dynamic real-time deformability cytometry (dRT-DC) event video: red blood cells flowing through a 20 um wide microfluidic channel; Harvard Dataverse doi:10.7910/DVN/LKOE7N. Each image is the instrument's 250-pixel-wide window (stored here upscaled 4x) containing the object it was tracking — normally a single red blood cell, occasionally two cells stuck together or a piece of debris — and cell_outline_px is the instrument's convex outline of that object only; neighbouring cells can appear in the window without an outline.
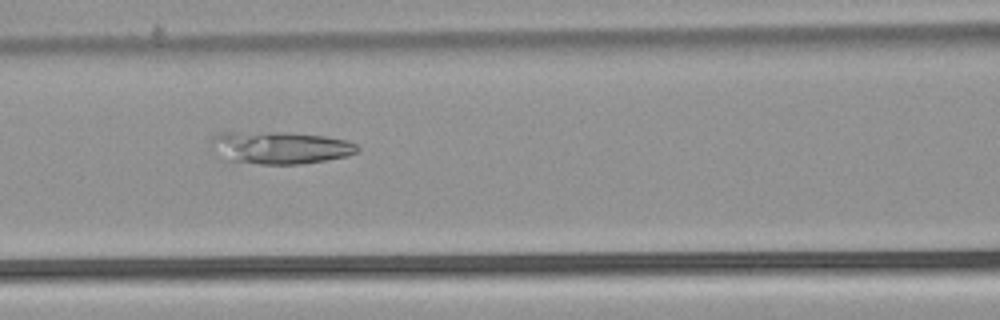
{"species": "common noctule bat (a hibernating species)", "species_latin": "Nyctalus noctula", "temperature_condition": "warm", "stored_images_in_passage": 45, "camera_frame_rate_fps": 3000, "um_per_image_px": 0.085, "animal": {"sex": "male", "body_mass_g": 21.5, "forearm_length_mm": 52.0}, "frame": {"image": 1, "passage_image": 14, "time_ms": 4.333, "image_size_px": [1000, 320], "cell_outline_px": [[360, 148], [356, 152], [348, 156], [300, 164], [260, 164], [224, 160], [208, 148], [208, 140], [212, 136], [220, 132], [288, 132], [324, 136], [348, 140], [356, 144]], "centroid_in_image_um": [23.69, 12.54], "position_along_channel_um": 142.9, "area_um2": 28.26}}
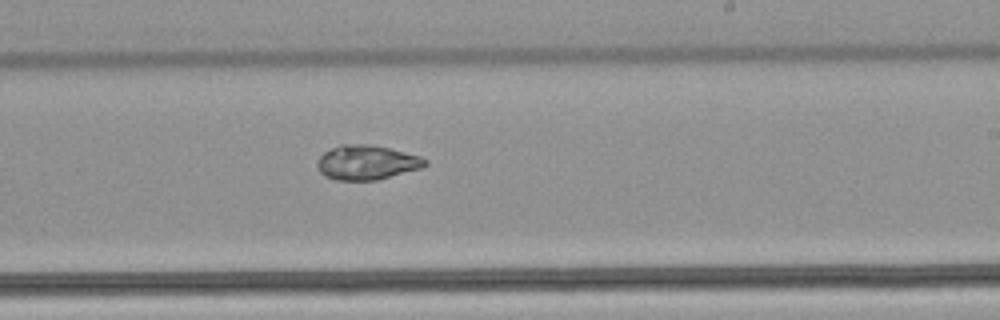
{"frame": {"image": 2, "passage_image": 23, "time_ms": 7.333, "image_size_px": [1000, 320], "cell_outline_px": [[428, 164], [420, 168], [376, 180], [336, 180], [324, 176], [320, 172], [316, 164], [320, 156], [324, 152], [340, 144], [372, 144], [420, 156], [428, 160]], "centroid_in_image_um": [31.15, 13.8], "position_along_channel_um": 257.9, "area_um2": 21.62}}
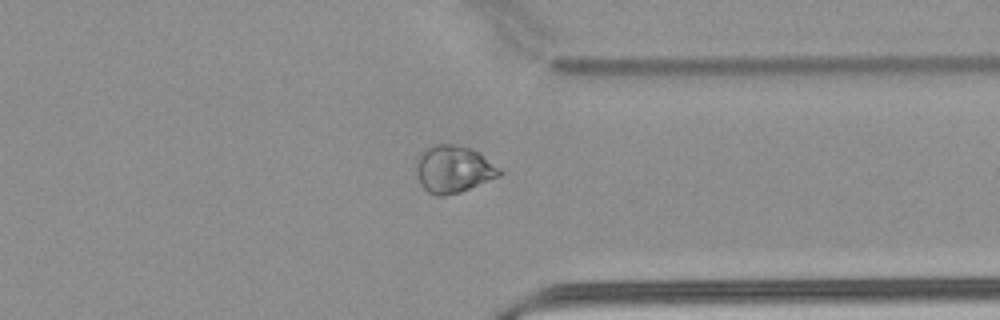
{"frame": {"image": 3, "passage_image": 32, "time_ms": 10.333, "image_size_px": [1000, 320], "cell_outline_px": [[504, 172], [500, 176], [460, 192], [444, 196], [436, 196], [428, 192], [420, 184], [416, 168], [416, 160], [420, 152], [436, 144], [452, 144], [468, 148], [476, 152], [500, 168]], "centroid_in_image_um": [38.52, 14.4], "position_along_channel_um": 372.9, "area_um2": 22.66}, "authors_computed_cell_mechanics": {"area_um2": 24.7962, "velocity_mm_per_s": 3.8735, "shape_relaxation_time_tau1_ms": 11.3284, "shape_relaxation_time_tau2_ms": null, "deformation_change_tau1": 0.3144, "deformation_change_tau2": null}}